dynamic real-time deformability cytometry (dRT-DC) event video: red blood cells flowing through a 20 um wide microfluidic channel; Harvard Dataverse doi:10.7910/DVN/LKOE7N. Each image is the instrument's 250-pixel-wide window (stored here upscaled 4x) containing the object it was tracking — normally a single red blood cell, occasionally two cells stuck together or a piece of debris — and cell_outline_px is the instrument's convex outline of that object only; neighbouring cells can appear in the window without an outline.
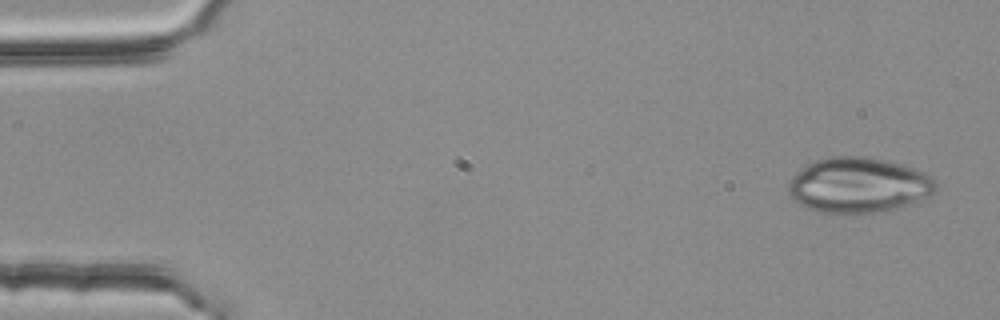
{"species": "common noctule bat (a hibernating species)", "species_latin": "Nyctalus noctula", "temperature_condition": "room temperature", "stored_images_in_passage": 4, "camera_frame_rate_fps": 3000, "um_per_image_px": 0.085, "animal": {"sex": "female", "body_mass_g": 25.1}, "frame": {"image": 1, "passage_image": 1, "time_ms": 0.0, "image_size_px": [1000, 320], "cell_outline_px": [[936, 192], [928, 196], [900, 208], [876, 212], [840, 216], [820, 212], [808, 208], [800, 204], [788, 192], [788, 184], [792, 176], [796, 172], [808, 164], [816, 160], [828, 156], [868, 156], [888, 160], [924, 172], [936, 180]], "centroid_in_image_um": [72.97, 15.75], "position_along_channel_um": 12.0, "area_um2": 48.15}}